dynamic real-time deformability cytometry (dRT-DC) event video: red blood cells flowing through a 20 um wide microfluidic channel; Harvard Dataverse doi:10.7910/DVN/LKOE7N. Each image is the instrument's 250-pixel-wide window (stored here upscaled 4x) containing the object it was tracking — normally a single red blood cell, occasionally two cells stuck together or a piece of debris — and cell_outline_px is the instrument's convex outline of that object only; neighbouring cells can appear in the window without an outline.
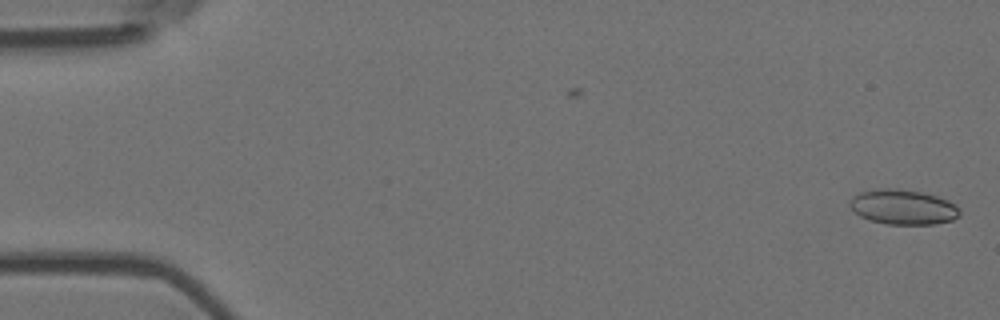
{"species": "Egyptian fruit bat (a non-hibernating species)", "species_latin": "Rousettus aegyptiacus", "temperature_condition": "room temperature", "stored_images_in_passage": 2, "camera_frame_rate_fps": 3000, "um_per_image_px": 0.085, "animal": {"sex": "female"}, "frame": {"image": 1, "passage_image": 2, "time_ms": 0.333, "image_size_px": [1000, 320], "cell_outline_px": [[960, 216], [952, 220], [936, 224], [884, 224], [868, 220], [860, 216], [848, 204], [848, 200], [856, 192], [876, 188], [896, 188], [924, 192], [948, 200], [956, 204], [960, 208]], "centroid_in_image_um": [76.74, 17.58], "position_along_channel_um": 8.3, "area_um2": 22.89}}